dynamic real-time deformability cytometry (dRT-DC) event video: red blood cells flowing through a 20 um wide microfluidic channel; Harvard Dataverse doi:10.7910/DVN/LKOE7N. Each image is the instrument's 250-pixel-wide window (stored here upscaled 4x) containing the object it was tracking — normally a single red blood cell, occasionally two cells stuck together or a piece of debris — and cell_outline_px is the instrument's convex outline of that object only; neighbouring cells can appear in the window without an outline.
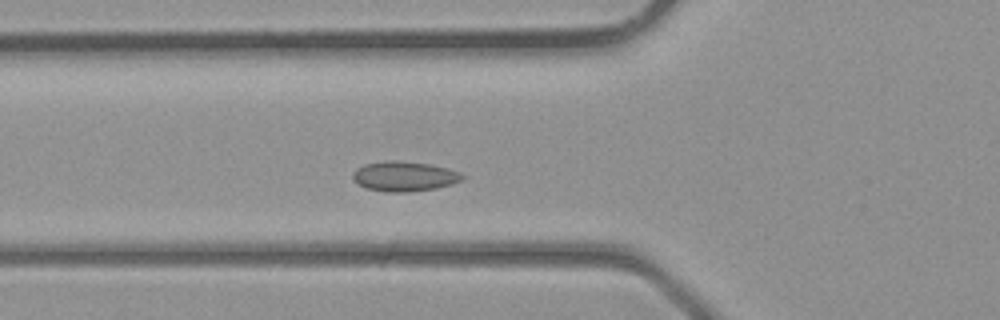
{"species": "common noctule bat (a hibernating species)", "species_latin": "Nyctalus noctula", "temperature_condition": "room temperature", "stored_images_in_passage": 28, "camera_frame_rate_fps": 3000, "um_per_image_px": 0.085, "animal": {"sex": "male", "body_mass_g": 23.1, "forearm_length_mm": 52.7}, "frame": {"image": 1, "passage_image": 2, "time_ms": 0.333, "image_size_px": [1000, 320], "cell_outline_px": [[464, 176], [460, 180], [452, 184], [436, 188], [408, 192], [388, 192], [364, 188], [352, 180], [352, 172], [356, 168], [364, 164], [384, 160], [396, 160], [428, 164], [448, 168], [460, 172]], "centroid_in_image_um": [34.3, 14.98], "position_along_channel_um": 91.5, "area_um2": 19.25}}
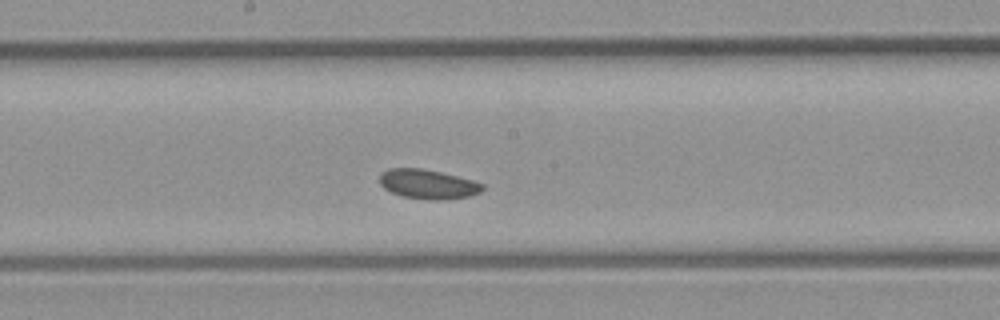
{"frame": {"image": 2, "passage_image": 9, "time_ms": 2.667, "image_size_px": [1000, 320], "cell_outline_px": [[484, 188], [480, 192], [468, 196], [444, 200], [436, 200], [404, 196], [392, 192], [384, 188], [380, 184], [380, 172], [388, 168], [424, 168], [472, 180], [484, 184]], "centroid_in_image_um": [36.36, 15.64], "position_along_channel_um": 211.8, "area_um2": 17.51}}
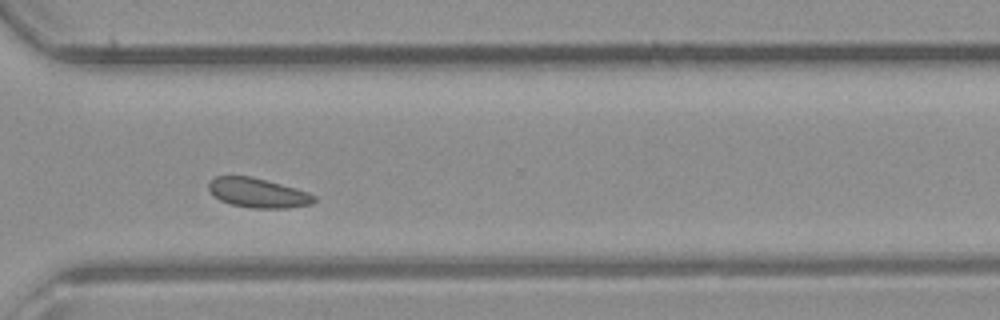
{"frame": {"image": 3, "passage_image": 17, "time_ms": 5.333, "image_size_px": [1000, 320], "cell_outline_px": [[316, 200], [312, 204], [288, 208], [252, 208], [232, 204], [220, 200], [208, 188], [208, 184], [216, 176], [252, 176], [308, 192], [316, 196]], "centroid_in_image_um": [21.95, 16.4], "position_along_channel_um": 348.6, "area_um2": 17.92}}